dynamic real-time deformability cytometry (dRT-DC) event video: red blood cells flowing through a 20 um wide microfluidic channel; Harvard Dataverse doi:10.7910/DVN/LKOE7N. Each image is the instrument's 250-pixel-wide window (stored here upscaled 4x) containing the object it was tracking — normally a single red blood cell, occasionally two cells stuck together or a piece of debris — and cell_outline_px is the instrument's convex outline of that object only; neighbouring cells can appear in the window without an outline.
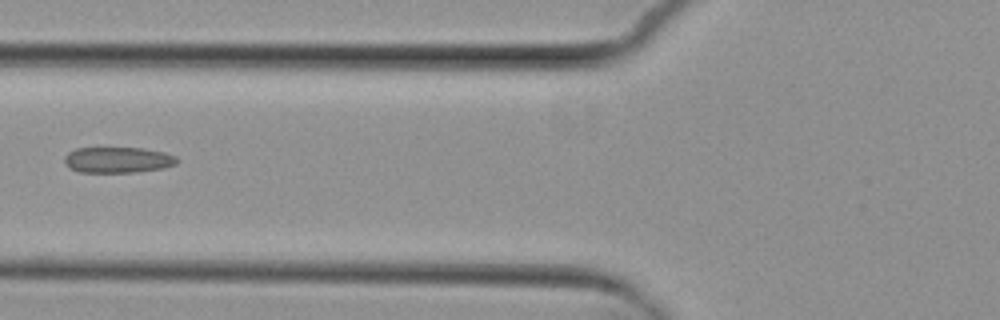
{"species": "common noctule bat (a hibernating species)", "species_latin": "Nyctalus noctula", "temperature_condition": "cold", "stored_images_in_passage": 6, "camera_frame_rate_fps": 3000, "um_per_image_px": 0.085, "animal": {"sex": "female", "body_mass_g": 29.2, "forearm_length_mm": 56.3}, "frame": {"image": 1, "passage_image": 6, "time_ms": 7.0, "image_size_px": [1000, 320], "cell_outline_px": [[180, 160], [176, 164], [164, 168], [136, 172], [80, 172], [68, 168], [64, 164], [64, 156], [68, 152], [76, 148], [144, 148], [164, 152], [176, 156]], "centroid_in_image_um": [10.01, 13.59], "position_along_channel_um": 115.8, "area_um2": 17.17}}